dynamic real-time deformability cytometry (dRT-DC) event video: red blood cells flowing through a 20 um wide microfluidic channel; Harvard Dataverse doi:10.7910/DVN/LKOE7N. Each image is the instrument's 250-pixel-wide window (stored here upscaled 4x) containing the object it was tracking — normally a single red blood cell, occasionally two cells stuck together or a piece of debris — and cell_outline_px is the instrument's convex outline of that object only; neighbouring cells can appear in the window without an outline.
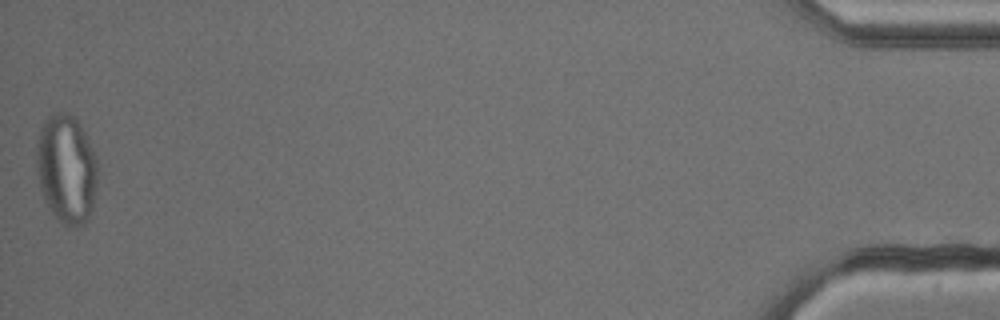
{"species": "common noctule bat (a hibernating species)", "species_latin": "Nyctalus noctula", "temperature_condition": "cold", "stored_images_in_passage": 54, "camera_frame_rate_fps": 3000, "um_per_image_px": 0.085, "animal": {"sex": "male", "body_mass_g": 13.3}, "frame": {"image": 1, "passage_image": 54, "time_ms": 17.667, "image_size_px": [1000, 320], "cell_outline_px": [[100, 172], [92, 212], [88, 220], [72, 228], [68, 228], [52, 212], [44, 200], [40, 188], [36, 172], [36, 152], [40, 128], [44, 120], [52, 112], [68, 112], [80, 124], [88, 136], [96, 156]], "centroid_in_image_um": [5.68, 14.35], "position_along_channel_um": 429.5, "area_um2": 39.77}}